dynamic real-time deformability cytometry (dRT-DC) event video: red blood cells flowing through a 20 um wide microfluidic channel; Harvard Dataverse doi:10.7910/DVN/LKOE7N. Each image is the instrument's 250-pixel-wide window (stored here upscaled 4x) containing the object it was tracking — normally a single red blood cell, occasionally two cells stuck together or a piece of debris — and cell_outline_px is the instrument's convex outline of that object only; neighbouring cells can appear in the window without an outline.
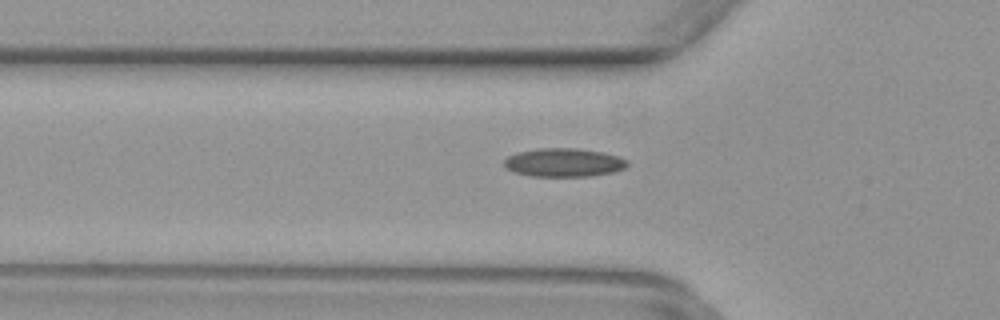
{"species": "common noctule bat (a hibernating species)", "species_latin": "Nyctalus noctula", "temperature_condition": "warm", "stored_images_in_passage": 34, "camera_frame_rate_fps": 3000, "um_per_image_px": 0.085, "animal": {"sex": "female", "body_mass_g": 29.2, "forearm_length_mm": 56.3}, "frame": {"image": 1, "passage_image": 2, "time_ms": 0.333, "image_size_px": [1000, 320], "cell_outline_px": [[628, 164], [624, 168], [616, 172], [592, 176], [532, 176], [516, 172], [508, 168], [504, 164], [504, 160], [508, 156], [516, 152], [540, 148], [576, 148], [600, 152], [616, 156], [628, 160]], "centroid_in_image_um": [47.94, 13.81], "position_along_channel_um": 77.9, "area_um2": 20.35}}
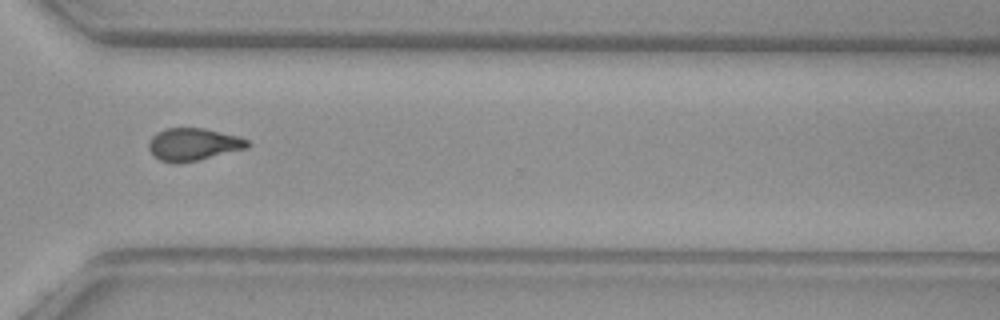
{"frame": {"image": 2, "passage_image": 22, "time_ms": 7.0, "image_size_px": [1000, 320], "cell_outline_px": [[252, 144], [248, 148], [180, 164], [172, 164], [160, 160], [152, 156], [148, 148], [148, 140], [156, 132], [164, 128], [204, 128], [236, 136], [248, 140]], "centroid_in_image_um": [16.37, 12.28], "position_along_channel_um": 354.2, "area_um2": 18.96}}
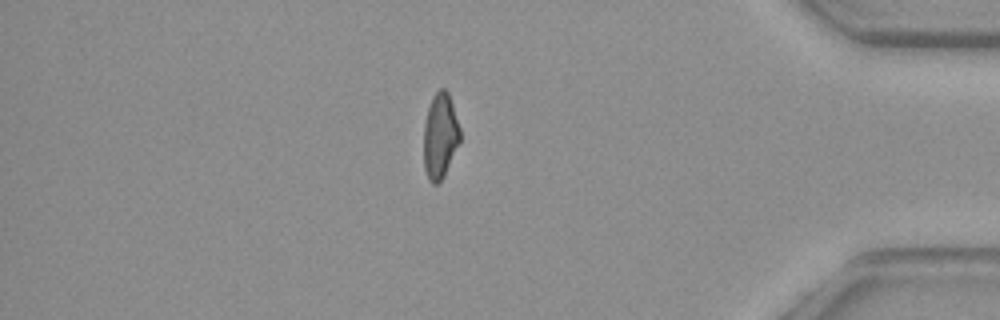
{"frame": {"image": 3, "passage_image": 28, "time_ms": 9.0, "image_size_px": [1000, 320], "cell_outline_px": [[460, 140], [444, 176], [436, 184], [432, 184], [428, 180], [424, 168], [424, 124], [428, 108], [432, 96], [440, 88], [444, 88], [448, 92], [460, 128]], "centroid_in_image_um": [37.4, 11.55], "position_along_channel_um": 397.8, "area_um2": 17.98}}